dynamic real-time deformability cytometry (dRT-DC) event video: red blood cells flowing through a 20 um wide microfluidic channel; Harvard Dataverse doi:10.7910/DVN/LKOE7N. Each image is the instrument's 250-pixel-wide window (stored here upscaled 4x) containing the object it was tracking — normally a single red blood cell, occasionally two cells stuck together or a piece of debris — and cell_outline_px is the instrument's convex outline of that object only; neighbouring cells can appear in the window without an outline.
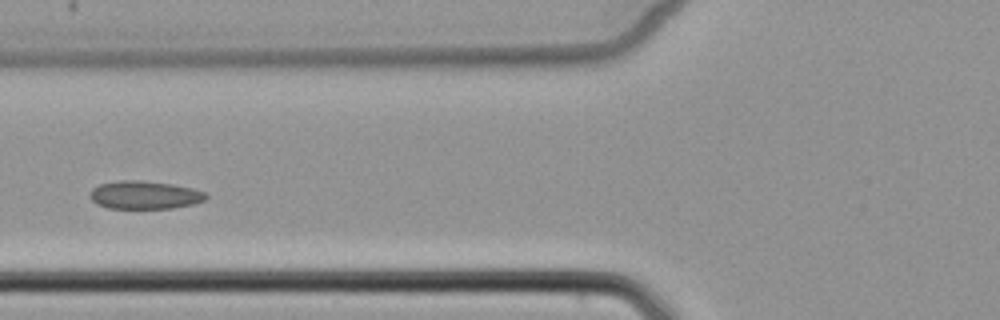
{"species": "common noctule bat (a hibernating species)", "species_latin": "Nyctalus noctula", "temperature_condition": "cold", "stored_images_in_passage": 4, "camera_frame_rate_fps": 3000, "um_per_image_px": 0.085, "animal": {"sex": "female", "body_mass_g": 22.7, "forearm_length_mm": 54.2}, "frame": {"image": 1, "passage_image": 4, "time_ms": 3.667, "image_size_px": [1000, 320], "cell_outline_px": [[208, 196], [204, 200], [192, 204], [172, 208], [108, 208], [96, 204], [88, 196], [92, 188], [100, 184], [120, 180], [140, 180], [172, 184], [192, 188], [204, 192]], "centroid_in_image_um": [12.25, 16.57], "position_along_channel_um": 113.5, "area_um2": 18.96}}